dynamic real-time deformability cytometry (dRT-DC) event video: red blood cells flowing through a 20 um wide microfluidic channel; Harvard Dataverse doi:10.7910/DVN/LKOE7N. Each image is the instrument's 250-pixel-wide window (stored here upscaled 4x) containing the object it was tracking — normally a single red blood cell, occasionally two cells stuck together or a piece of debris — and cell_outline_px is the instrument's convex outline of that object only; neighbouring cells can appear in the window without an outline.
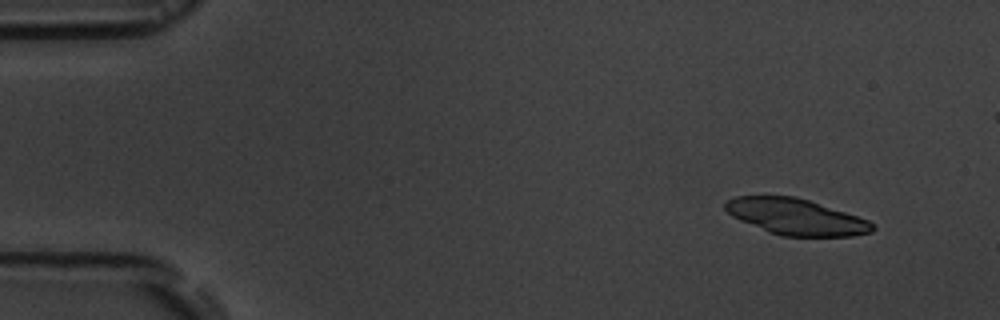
{"species": "common noctule bat (a hibernating species)", "species_latin": "Nyctalus noctula", "temperature_condition": "room temperature", "stored_images_in_passage": 6, "camera_frame_rate_fps": 3000, "um_per_image_px": 0.085, "animal": {"sex": "male", "body_mass_g": 19.5, "forearm_length_mm": 54.6}, "frame": {"image": 1, "passage_image": 1, "time_ms": 0.0, "image_size_px": [1000, 320], "cell_outline_px": [[876, 228], [872, 232], [852, 236], [780, 236], [768, 232], [740, 220], [732, 216], [724, 208], [724, 200], [736, 196], [796, 196], [868, 220]], "centroid_in_image_um": [67.61, 18.43], "position_along_channel_um": 17.4, "area_um2": 30.81}}
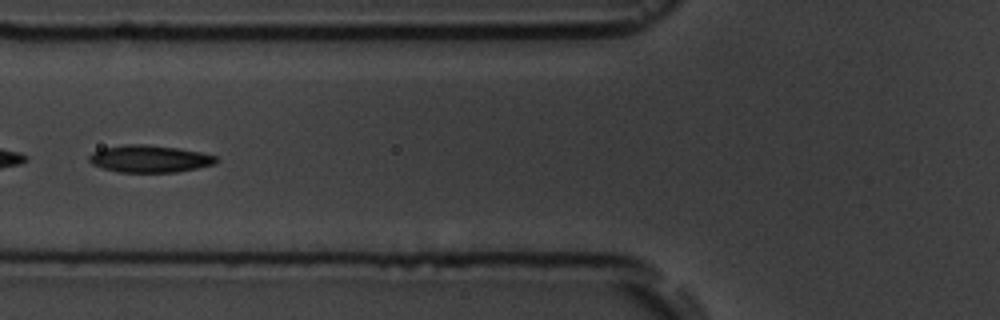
{"frame": {"image": 2, "passage_image": 6, "time_ms": 5.667, "image_size_px": [1000, 320], "cell_outline_px": [[220, 160], [212, 164], [196, 168], [176, 172], [116, 172], [100, 168], [92, 164], [88, 160], [88, 156], [92, 152], [104, 148], [124, 144], [148, 144], [176, 148], [200, 152], [216, 156]], "centroid_in_image_um": [12.66, 13.5], "position_along_channel_um": 113.1, "area_um2": 20.17}}